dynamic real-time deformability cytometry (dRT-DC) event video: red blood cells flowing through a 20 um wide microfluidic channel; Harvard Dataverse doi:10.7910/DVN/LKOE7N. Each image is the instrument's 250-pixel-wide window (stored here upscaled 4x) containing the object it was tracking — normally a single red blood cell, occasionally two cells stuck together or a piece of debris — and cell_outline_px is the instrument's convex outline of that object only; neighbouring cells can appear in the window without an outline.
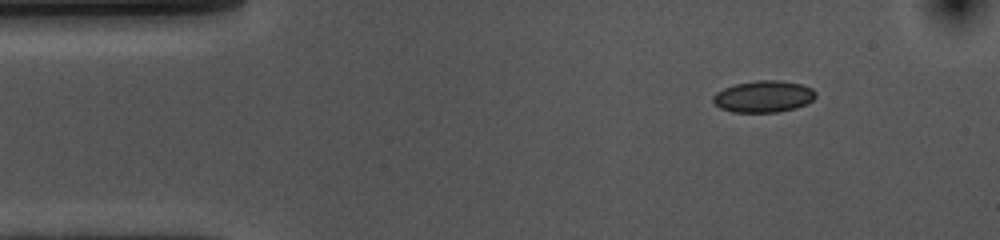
{"species": "common noctule bat (a hibernating species)", "species_latin": "Nyctalus noctula", "temperature_condition": "cold", "stored_images_in_passage": 49, "camera_frame_rate_fps": 3000, "um_per_image_px": 0.085, "animal": {"sex": "female", "body_mass_g": 10.0, "forearm_length_mm": 53.1}, "frame": {"image": 1, "passage_image": 1, "time_ms": 0.0, "image_size_px": [1000, 240], "cell_outline_px": [[816, 96], [812, 100], [796, 108], [776, 112], [732, 112], [720, 108], [712, 100], [712, 96], [716, 92], [724, 88], [736, 84], [760, 80], [780, 80], [800, 84], [812, 88], [816, 92]], "centroid_in_image_um": [64.89, 8.2], "position_along_channel_um": 20.1, "area_um2": 18.84}}
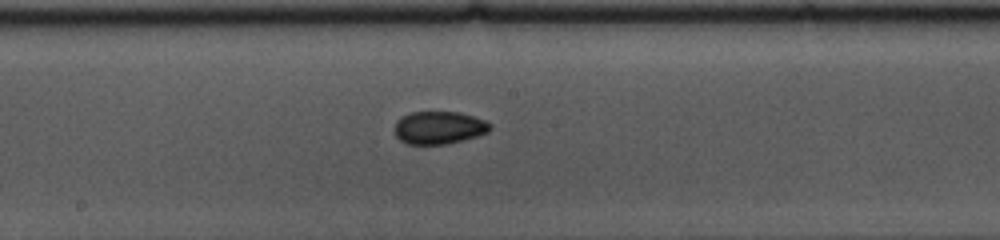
{"frame": {"image": 2, "passage_image": 22, "time_ms": 7.0, "image_size_px": [1000, 240], "cell_outline_px": [[492, 128], [488, 132], [476, 136], [448, 144], [408, 144], [400, 140], [396, 136], [396, 120], [400, 116], [412, 112], [460, 112], [484, 120], [492, 124]], "centroid_in_image_um": [37.32, 10.85], "position_along_channel_um": 210.9, "area_um2": 18.21}}
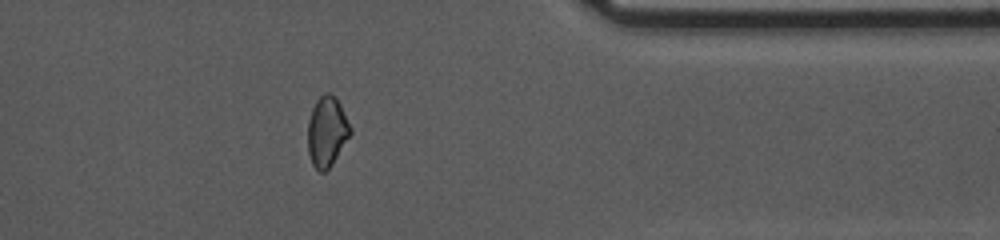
{"frame": {"image": 3, "passage_image": 38, "time_ms": 12.333, "image_size_px": [1000, 240], "cell_outline_px": [[352, 132], [332, 164], [324, 172], [320, 172], [312, 164], [308, 152], [308, 120], [312, 108], [316, 100], [324, 92], [328, 92], [336, 96], [352, 128]], "centroid_in_image_um": [27.79, 11.15], "position_along_channel_um": 383.6, "area_um2": 17.46}, "authors_computed_cell_mechanics": {"area_um2": 18.3804, "velocity_mm_per_s": 3.6007, "shape_relaxation_time_tau1_ms": 5.3074, "shape_relaxation_time_tau2_ms": 2.6523, "deformation_change_tau1": 0.085, "deformation_change_tau2": 0.048}}